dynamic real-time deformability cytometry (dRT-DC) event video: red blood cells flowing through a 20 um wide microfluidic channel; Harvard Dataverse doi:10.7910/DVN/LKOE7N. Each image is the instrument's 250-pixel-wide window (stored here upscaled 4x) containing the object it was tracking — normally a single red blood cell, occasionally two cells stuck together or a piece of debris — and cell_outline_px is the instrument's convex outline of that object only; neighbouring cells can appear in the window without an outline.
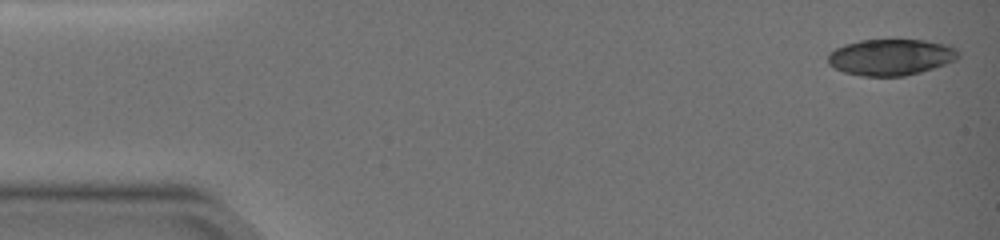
{"species": "common noctule bat (a hibernating species)", "species_latin": "Nyctalus noctula", "temperature_condition": "warm", "stored_images_in_passage": 8, "camera_frame_rate_fps": 3000, "um_per_image_px": 0.085, "animal": {"sex": "female", "body_mass_g": 19.0, "forearm_length_mm": 51.5}, "frame": {"image": 1, "passage_image": 1, "time_ms": 0.0, "image_size_px": [1000, 240], "cell_outline_px": [[960, 56], [956, 60], [920, 72], [904, 76], [860, 76], [844, 72], [828, 64], [828, 52], [844, 44], [860, 40], [924, 40], [948, 44], [956, 48]], "centroid_in_image_um": [75.71, 4.85], "position_along_channel_um": 9.3, "area_um2": 27.63}}
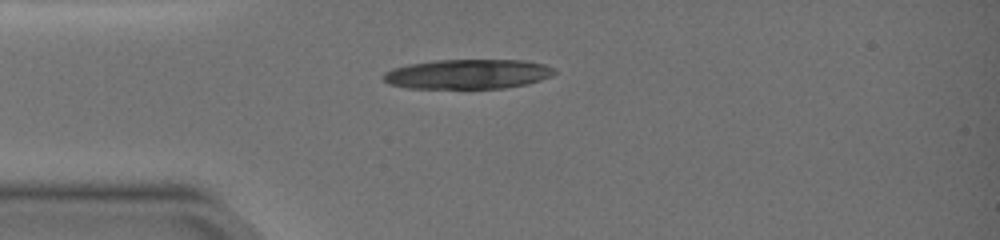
{"frame": {"image": 2, "passage_image": 7, "time_ms": 4.0, "image_size_px": [1000, 240], "cell_outline_px": [[556, 72], [552, 76], [528, 84], [504, 88], [408, 88], [388, 84], [384, 80], [384, 72], [392, 68], [408, 64], [436, 60], [524, 60], [544, 64], [556, 68]], "centroid_in_image_um": [39.78, 6.29], "position_along_channel_um": 45.2, "area_um2": 29.71}}